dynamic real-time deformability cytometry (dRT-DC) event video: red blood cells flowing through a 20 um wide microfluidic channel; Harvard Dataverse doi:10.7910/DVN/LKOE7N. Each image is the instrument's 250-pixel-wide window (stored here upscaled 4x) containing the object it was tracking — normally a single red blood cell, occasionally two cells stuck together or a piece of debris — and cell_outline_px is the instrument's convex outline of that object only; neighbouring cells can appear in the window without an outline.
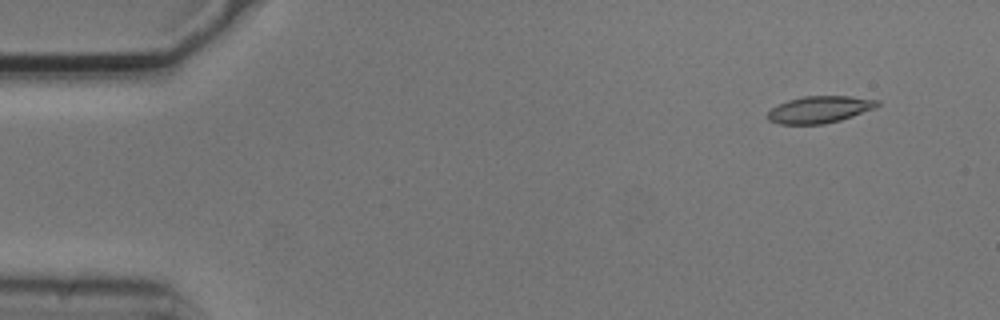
{"species": "common noctule bat (a hibernating species)", "species_latin": "Nyctalus noctula", "temperature_condition": "cold", "stored_images_in_passage": 6, "camera_frame_rate_fps": 3000, "um_per_image_px": 0.085, "animal": {"sex": "male", "body_mass_g": 20.5, "forearm_length_mm": 52.5}, "frame": {"image": 1, "passage_image": 2, "time_ms": 0.333, "image_size_px": [1000, 320], "cell_outline_px": [[880, 104], [876, 108], [840, 120], [824, 124], [780, 124], [768, 120], [768, 112], [772, 108], [788, 100], [804, 96], [848, 96], [880, 100]], "centroid_in_image_um": [69.7, 9.31], "position_along_channel_um": 15.3, "area_um2": 17.11}}
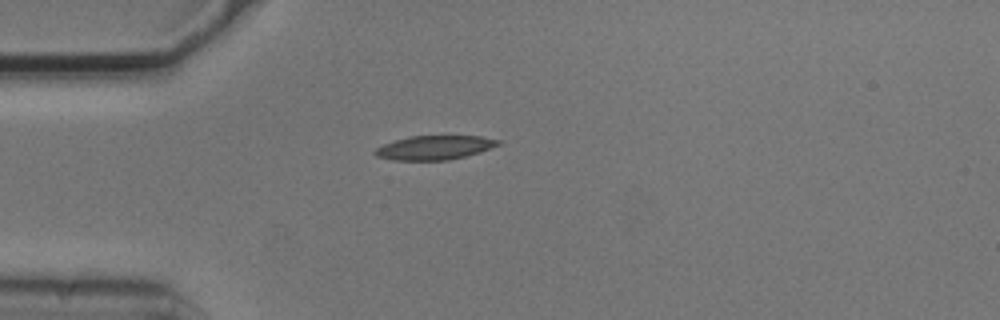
{"frame": {"image": 2, "passage_image": 5, "time_ms": 1.333, "image_size_px": [1000, 320], "cell_outline_px": [[500, 144], [480, 152], [448, 160], [392, 160], [376, 156], [372, 152], [376, 148], [384, 144], [408, 136], [480, 136], [500, 140]], "centroid_in_image_um": [36.9, 12.54], "position_along_channel_um": 48.1, "area_um2": 17.17}}